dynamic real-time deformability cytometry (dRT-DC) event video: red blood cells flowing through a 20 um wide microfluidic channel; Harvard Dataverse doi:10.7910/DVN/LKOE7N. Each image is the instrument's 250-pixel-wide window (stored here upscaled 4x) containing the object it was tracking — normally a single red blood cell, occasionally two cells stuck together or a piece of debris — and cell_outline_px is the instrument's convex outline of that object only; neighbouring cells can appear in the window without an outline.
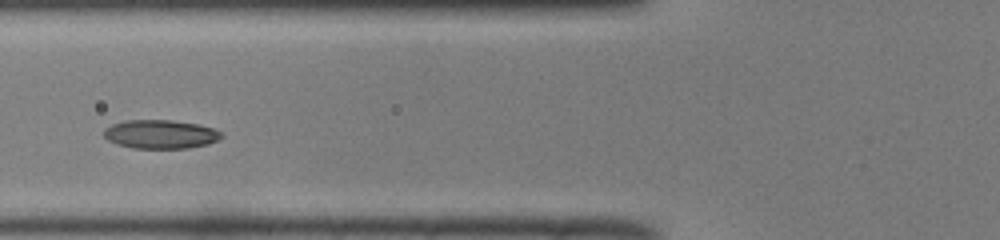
{"species": "common noctule bat (a hibernating species)", "species_latin": "Nyctalus noctula", "temperature_condition": "room temperature", "stored_images_in_passage": 38, "camera_frame_rate_fps": 3000, "um_per_image_px": 0.085, "animal": {"sex": "male", "body_mass_g": 19.0, "forearm_length_mm": 50.8}, "frame": {"image": 1, "passage_image": 13, "time_ms": 4.0, "image_size_px": [1000, 240], "cell_outline_px": [[224, 136], [208, 144], [188, 148], [132, 148], [116, 144], [108, 140], [104, 136], [104, 128], [112, 124], [128, 120], [172, 120], [200, 124], [216, 128], [224, 132]], "centroid_in_image_um": [13.69, 11.4], "position_along_channel_um": 112.1, "area_um2": 19.94}}
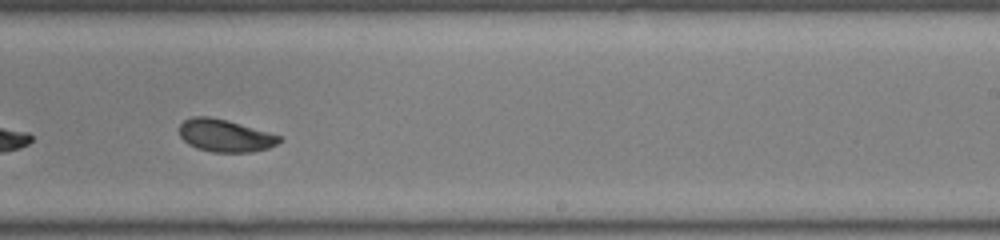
{"frame": {"image": 2, "passage_image": 25, "time_ms": 8.0, "image_size_px": [1000, 240], "cell_outline_px": [[280, 140], [276, 144], [268, 148], [252, 152], [212, 152], [196, 148], [188, 144], [180, 136], [180, 124], [184, 120], [192, 116], [208, 116], [228, 120], [268, 132], [280, 136]], "centroid_in_image_um": [19.1, 11.52], "position_along_channel_um": 269.9, "area_um2": 18.84}}
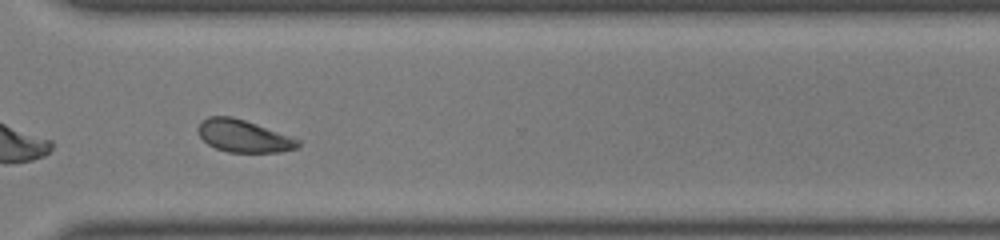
{"frame": {"image": 3, "passage_image": 31, "time_ms": 10.0, "image_size_px": [1000, 240], "cell_outline_px": [[300, 144], [296, 148], [280, 152], [228, 152], [216, 148], [208, 144], [200, 136], [196, 128], [200, 120], [208, 116], [232, 116], [256, 124], [300, 140]], "centroid_in_image_um": [20.65, 11.55], "position_along_channel_um": 350.0, "area_um2": 18.73}, "authors_computed_cell_mechanics": {"area_um2": 19.3919, "velocity_mm_per_s": 3.9556, "shape_relaxation_time_tau1_ms": 5.9932, "shape_relaxation_time_tau2_ms": 3.2945, "deformation_change_tau1": 0.1677, "deformation_change_tau2": 0.0765}}